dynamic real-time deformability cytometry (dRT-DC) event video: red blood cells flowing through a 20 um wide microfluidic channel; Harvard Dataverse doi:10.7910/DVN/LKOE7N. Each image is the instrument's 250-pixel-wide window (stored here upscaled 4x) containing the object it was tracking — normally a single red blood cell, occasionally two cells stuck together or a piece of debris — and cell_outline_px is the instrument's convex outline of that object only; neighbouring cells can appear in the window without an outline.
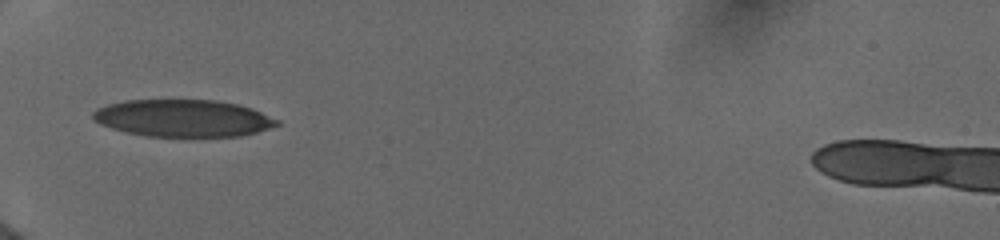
{"species": "human", "species_latin": "Homo sapiens", "temperature_condition": "cold", "stored_images_in_passage": 35, "camera_frame_rate_fps": 3000, "um_per_image_px": 0.085, "donor": {"sex": "female"}, "frame": {"image": 1, "passage_image": 1, "time_ms": 0.0, "image_size_px": [1000, 240], "cell_outline_px": [[280, 124], [256, 132], [240, 136], [144, 136], [112, 128], [100, 124], [92, 120], [92, 112], [96, 108], [108, 104], [124, 100], [212, 100], [236, 104], [252, 108], [280, 120]], "centroid_in_image_um": [15.53, 10.04], "position_along_channel_um": 69.5, "area_um2": 39.77}}
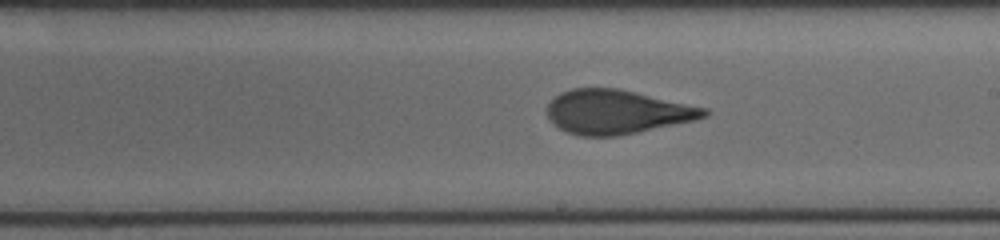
{"frame": {"image": 2, "passage_image": 15, "time_ms": 4.333, "image_size_px": [1000, 240], "cell_outline_px": [[712, 112], [708, 116], [696, 120], [616, 136], [580, 136], [568, 132], [552, 124], [548, 116], [548, 104], [560, 92], [572, 88], [620, 88], [708, 108]], "centroid_in_image_um": [52.47, 9.5], "position_along_channel_um": 236.5, "area_um2": 40.46}}
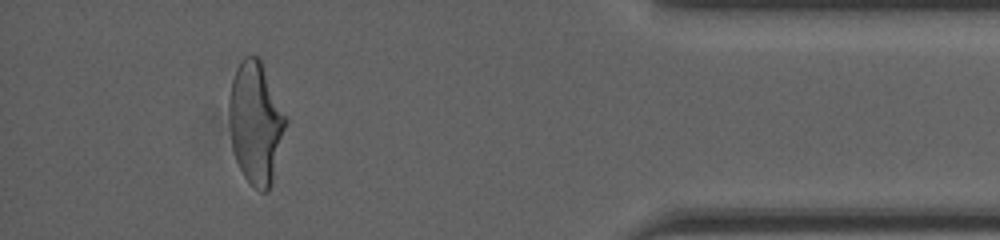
{"frame": {"image": 3, "passage_image": 31, "time_ms": 9.667, "image_size_px": [1000, 240], "cell_outline_px": [[288, 120], [272, 184], [268, 192], [260, 192], [244, 176], [236, 160], [232, 148], [228, 112], [228, 100], [232, 80], [236, 68], [240, 60], [244, 56], [256, 56], [260, 60], [288, 116]], "centroid_in_image_um": [21.75, 10.43], "position_along_channel_um": 413.5, "area_um2": 40.69}, "authors_computed_cell_mechanics": {"area_um2": 40.5178, "velocity_mm_per_s": 4.0025, "shape_relaxation_time_tau1_ms": 5.102, "shape_relaxation_time_tau2_ms": 0.8949, "deformation_change_tau1": 0.187, "deformation_change_tau2": 0.0877}}